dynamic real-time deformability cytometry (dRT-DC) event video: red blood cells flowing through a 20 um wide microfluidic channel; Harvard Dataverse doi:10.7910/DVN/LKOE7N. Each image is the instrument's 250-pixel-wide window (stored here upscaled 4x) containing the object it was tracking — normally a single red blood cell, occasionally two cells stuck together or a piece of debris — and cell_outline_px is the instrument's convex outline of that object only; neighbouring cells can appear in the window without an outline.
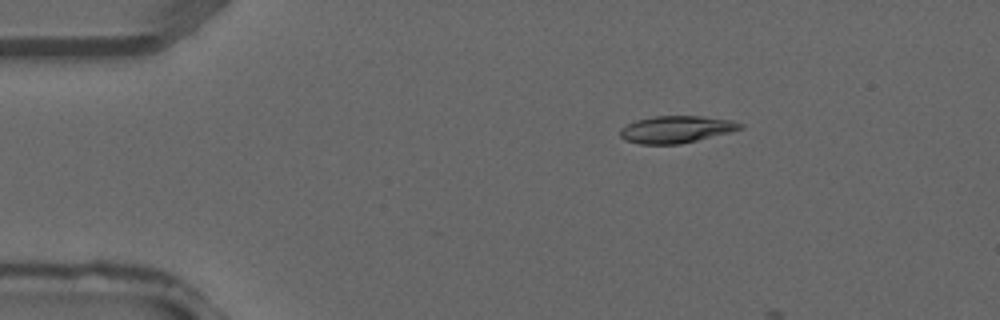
{"species": "common noctule bat (a hibernating species)", "species_latin": "Nyctalus noctula", "temperature_condition": "warm", "stored_images_in_passage": 7, "camera_frame_rate_fps": 3000, "um_per_image_px": 0.085, "animal": {"sex": "male", "forearm_length_mm": 52.5}, "frame": {"image": 1, "passage_image": 5, "time_ms": 1.333, "image_size_px": [1000, 320], "cell_outline_px": [[744, 128], [680, 144], [640, 144], [624, 140], [620, 136], [620, 128], [636, 120], [652, 116], [700, 116], [732, 120], [744, 124]], "centroid_in_image_um": [57.45, 10.99], "position_along_channel_um": 27.5, "area_um2": 18.84}}